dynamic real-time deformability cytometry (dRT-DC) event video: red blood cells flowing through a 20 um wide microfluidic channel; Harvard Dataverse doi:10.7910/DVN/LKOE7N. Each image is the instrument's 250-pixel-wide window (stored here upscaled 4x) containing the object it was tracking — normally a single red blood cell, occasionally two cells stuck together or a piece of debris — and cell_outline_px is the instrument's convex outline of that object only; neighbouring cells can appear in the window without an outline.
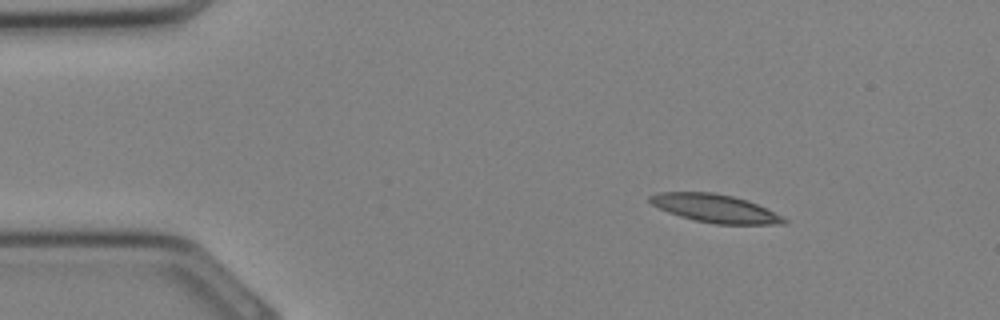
{"species": "Egyptian fruit bat (a non-hibernating species)", "species_latin": "Rousettus aegyptiacus", "temperature_condition": "cold", "stored_images_in_passage": 32, "camera_frame_rate_fps": 3000, "um_per_image_px": 0.085, "animal": {"sex": "female"}, "frame": {"image": 1, "passage_image": 4, "time_ms": 1.0, "image_size_px": [1000, 320], "cell_outline_px": [[788, 220], [784, 224], [716, 224], [696, 220], [680, 216], [668, 212], [652, 204], [648, 200], [648, 196], [656, 192], [712, 192], [732, 196], [748, 200]], "centroid_in_image_um": [60.73, 17.7], "position_along_channel_um": 24.3, "area_um2": 21.68}}
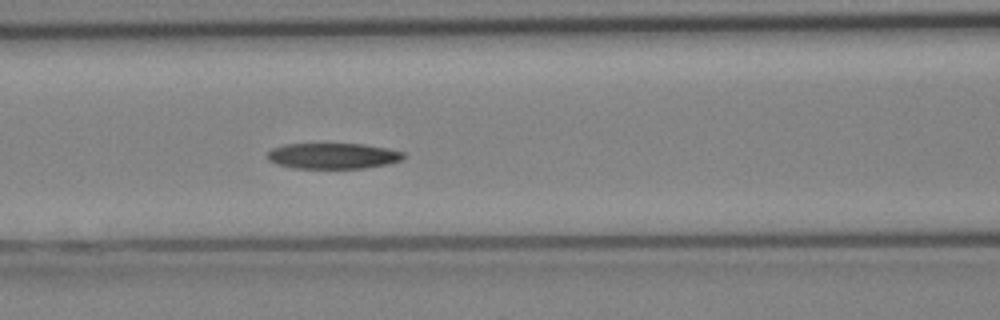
{"frame": {"image": 2, "passage_image": 13, "time_ms": 4.0, "image_size_px": [1000, 320], "cell_outline_px": [[404, 156], [400, 160], [384, 164], [364, 168], [292, 168], [276, 164], [268, 160], [264, 156], [272, 148], [284, 144], [364, 144], [388, 148], [404, 152]], "centroid_in_image_um": [28.23, 13.25], "position_along_channel_um": 138.4, "area_um2": 20.46}}
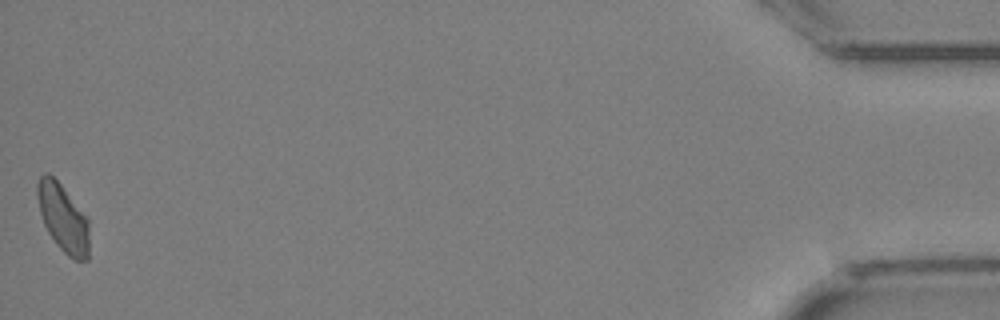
{"frame": {"image": 3, "passage_image": 32, "time_ms": 10.333, "image_size_px": [1000, 320], "cell_outline_px": [[88, 260], [76, 260], [68, 256], [60, 248], [48, 232], [44, 224], [40, 212], [36, 196], [36, 184], [40, 176], [44, 172], [48, 172], [60, 184], [88, 216]], "centroid_in_image_um": [5.35, 18.5], "position_along_channel_um": 429.9, "area_um2": 20.52}}